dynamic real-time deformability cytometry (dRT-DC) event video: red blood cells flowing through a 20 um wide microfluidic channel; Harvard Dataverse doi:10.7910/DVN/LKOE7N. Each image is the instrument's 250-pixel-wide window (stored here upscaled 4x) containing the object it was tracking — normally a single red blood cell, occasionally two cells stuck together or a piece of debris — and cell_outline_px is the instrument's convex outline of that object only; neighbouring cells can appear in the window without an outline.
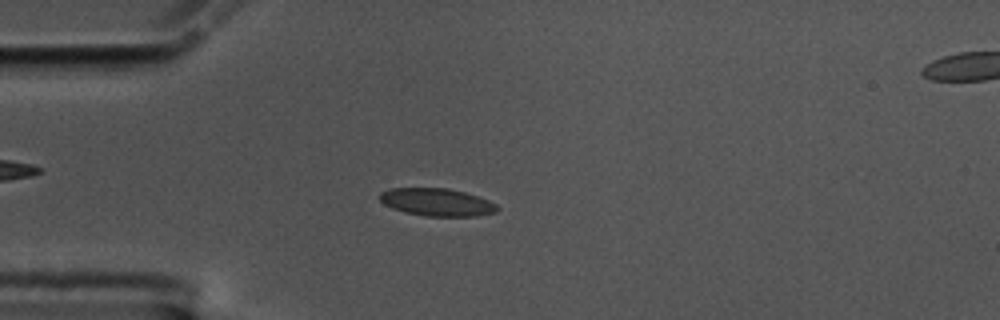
{"species": "common noctule bat (a hibernating species)", "species_latin": "Nyctalus noctula", "temperature_condition": "cold", "stored_images_in_passage": 56, "camera_frame_rate_fps": 3000, "um_per_image_px": 0.085, "animal": {"sex": "male", "body_mass_g": 17.5, "forearm_length_mm": 52.3}, "frame": {"image": 1, "passage_image": 14, "time_ms": 4.333, "image_size_px": [1000, 320], "cell_outline_px": [[500, 208], [496, 212], [476, 216], [424, 216], [404, 212], [392, 208], [384, 204], [380, 200], [380, 192], [388, 188], [448, 188], [464, 192], [488, 200], [496, 204]], "centroid_in_image_um": [37.12, 17.18], "position_along_channel_um": 47.9, "area_um2": 18.96}}
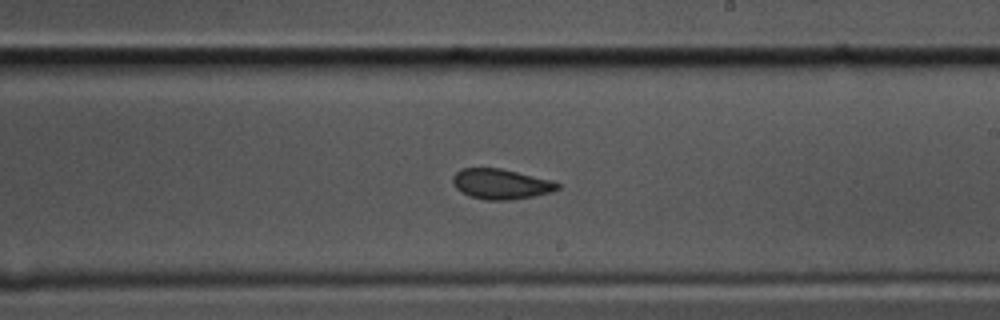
{"frame": {"image": 2, "passage_image": 32, "time_ms": 10.333, "image_size_px": [1000, 320], "cell_outline_px": [[560, 188], [552, 192], [532, 196], [508, 200], [484, 200], [472, 196], [456, 188], [452, 180], [452, 176], [460, 168], [500, 168], [552, 180], [560, 184]], "centroid_in_image_um": [42.59, 15.63], "position_along_channel_um": 246.4, "area_um2": 18.32}}
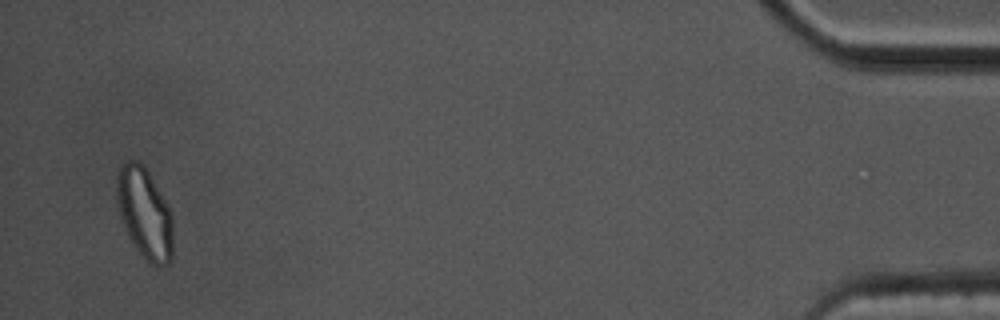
{"frame": {"image": 3, "passage_image": 54, "time_ms": 17.667, "image_size_px": [1000, 320], "cell_outline_px": [[172, 256], [168, 264], [156, 268], [148, 264], [128, 236], [120, 216], [116, 200], [116, 180], [120, 164], [128, 160], [140, 160], [144, 164], [172, 212]], "centroid_in_image_um": [12.29, 18.11], "position_along_channel_um": 422.9, "area_um2": 30.23}, "authors_computed_cell_mechanics": {"area_um2": 18.8428, "velocity_mm_per_s": 3.5317, "shape_relaxation_time_tau1_ms": 3.4546, "shape_relaxation_time_tau2_ms": 0.886, "deformation_change_tau1": 0.1124, "deformation_change_tau2": 0.0629}}